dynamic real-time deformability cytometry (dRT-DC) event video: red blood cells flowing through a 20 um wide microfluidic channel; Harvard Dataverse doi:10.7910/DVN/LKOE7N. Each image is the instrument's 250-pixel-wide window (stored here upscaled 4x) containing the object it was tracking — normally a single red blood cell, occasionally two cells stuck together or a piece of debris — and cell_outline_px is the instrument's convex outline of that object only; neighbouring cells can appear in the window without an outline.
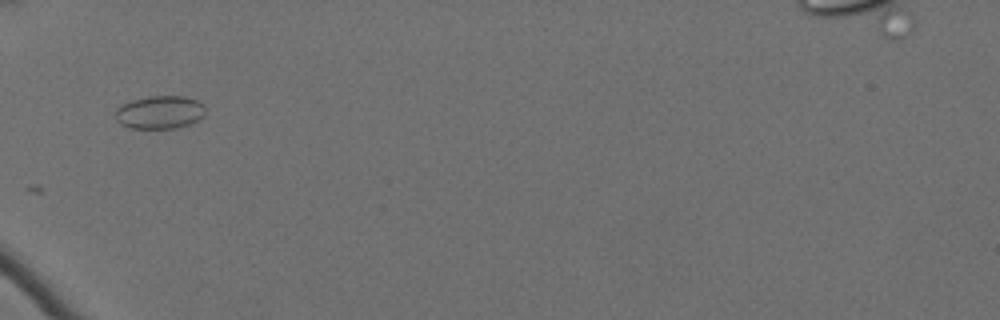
{"species": "Egyptian fruit bat (a non-hibernating species)", "species_latin": "Rousettus aegyptiacus", "temperature_condition": "cold", "stored_images_in_passage": 22, "camera_frame_rate_fps": 3000, "um_per_image_px": 0.085, "animal": {"sex": "female"}, "frame": {"image": 1, "passage_image": 1, "time_ms": 0.0, "image_size_px": [1000, 320], "cell_outline_px": [[204, 116], [192, 124], [176, 128], [132, 128], [120, 124], [116, 120], [116, 108], [132, 100], [148, 96], [184, 96], [196, 100], [204, 104]], "centroid_in_image_um": [13.6, 9.54], "position_along_channel_um": 71.4, "area_um2": 17.4}}
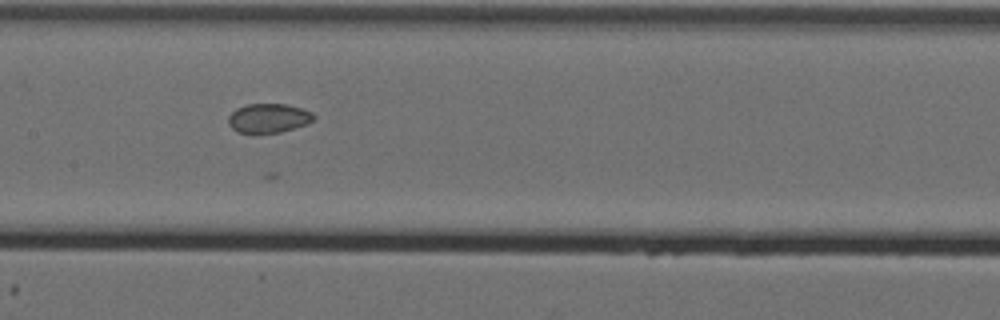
{"frame": {"image": 2, "passage_image": 11, "time_ms": 3.333, "image_size_px": [1000, 320], "cell_outline_px": [[312, 120], [308, 124], [280, 132], [236, 132], [228, 124], [228, 116], [236, 108], [248, 104], [288, 104], [312, 112]], "centroid_in_image_um": [22.79, 10.03], "position_along_channel_um": 184.6, "area_um2": 14.33}}
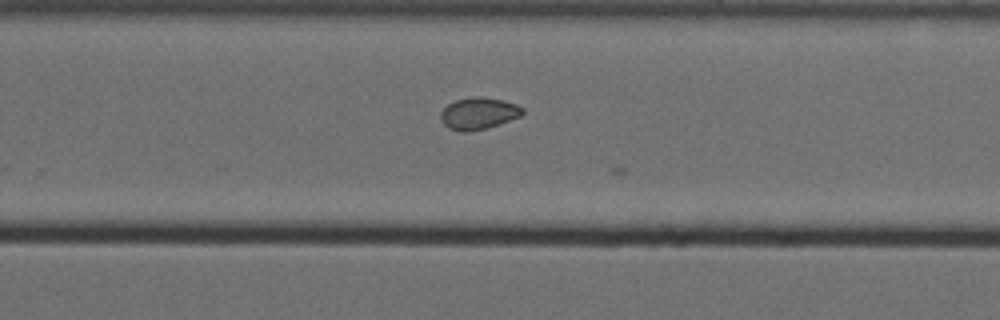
{"frame": {"image": 3, "passage_image": 20, "time_ms": 6.333, "image_size_px": [1000, 320], "cell_outline_px": [[524, 112], [520, 116], [488, 128], [468, 132], [460, 132], [448, 128], [440, 120], [440, 112], [448, 104], [456, 100], [504, 100], [516, 104], [524, 108]], "centroid_in_image_um": [40.66, 9.71], "position_along_channel_um": 289.1, "area_um2": 14.57}}